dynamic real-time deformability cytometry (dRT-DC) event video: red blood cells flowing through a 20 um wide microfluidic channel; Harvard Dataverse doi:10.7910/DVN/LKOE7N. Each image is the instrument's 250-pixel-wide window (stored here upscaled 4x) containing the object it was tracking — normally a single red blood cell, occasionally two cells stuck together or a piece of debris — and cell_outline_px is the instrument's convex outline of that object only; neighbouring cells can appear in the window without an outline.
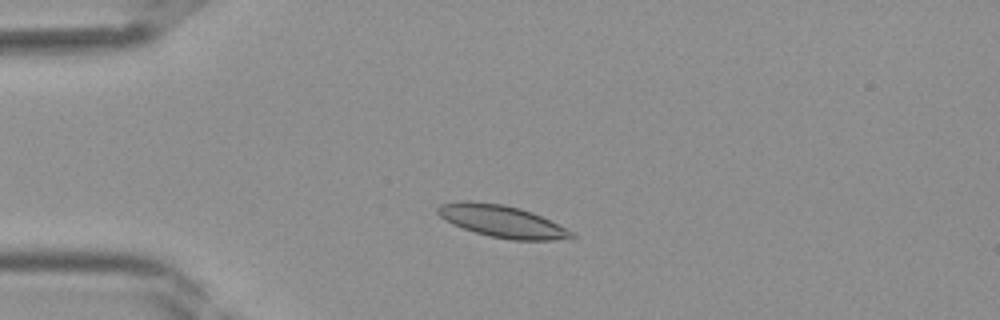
{"species": "Egyptian fruit bat (a non-hibernating species)", "species_latin": "Rousettus aegyptiacus", "temperature_condition": "room temperature", "stored_images_in_passage": 33, "camera_frame_rate_fps": 3000, "um_per_image_px": 0.085, "frame": {"image": 1, "passage_image": 2, "time_ms": 0.333, "image_size_px": [1000, 320], "cell_outline_px": [[576, 236], [572, 240], [512, 240], [488, 236], [452, 224], [444, 220], [436, 212], [436, 208], [440, 204], [460, 200], [472, 200], [504, 204], [520, 208], [532, 212], [576, 232]], "centroid_in_image_um": [42.7, 18.81], "position_along_channel_um": 42.3, "area_um2": 25.55}}
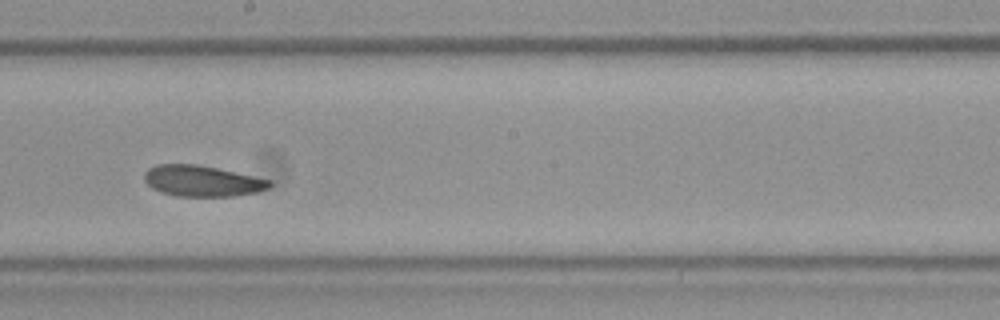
{"frame": {"image": 2, "passage_image": 15, "time_ms": 4.667, "image_size_px": [1000, 320], "cell_outline_px": [[272, 184], [268, 188], [256, 192], [232, 196], [176, 196], [160, 192], [152, 188], [144, 180], [144, 172], [148, 168], [156, 164], [196, 164], [216, 168], [272, 180]], "centroid_in_image_um": [17.15, 15.38], "position_along_channel_um": 231.1, "area_um2": 22.54}}
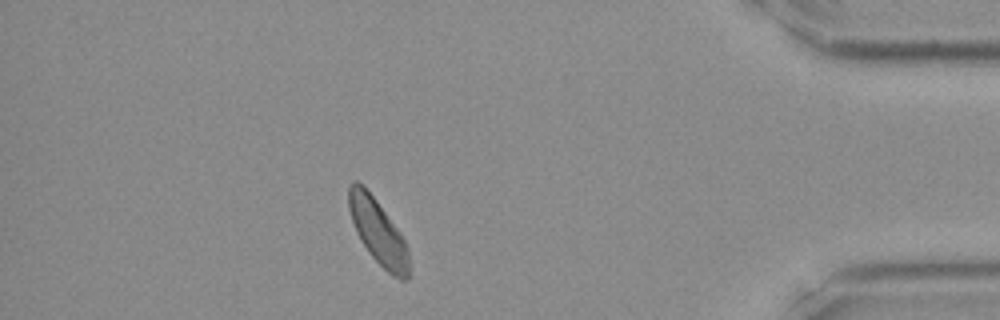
{"frame": {"image": 3, "passage_image": 28, "time_ms": 9.0, "image_size_px": [1000, 320], "cell_outline_px": [[408, 280], [400, 280], [392, 276], [368, 252], [360, 240], [356, 232], [348, 208], [348, 184], [352, 180], [356, 180], [364, 184], [400, 232], [408, 248]], "centroid_in_image_um": [32.1, 19.66], "position_along_channel_um": 403.1, "area_um2": 22.83}}